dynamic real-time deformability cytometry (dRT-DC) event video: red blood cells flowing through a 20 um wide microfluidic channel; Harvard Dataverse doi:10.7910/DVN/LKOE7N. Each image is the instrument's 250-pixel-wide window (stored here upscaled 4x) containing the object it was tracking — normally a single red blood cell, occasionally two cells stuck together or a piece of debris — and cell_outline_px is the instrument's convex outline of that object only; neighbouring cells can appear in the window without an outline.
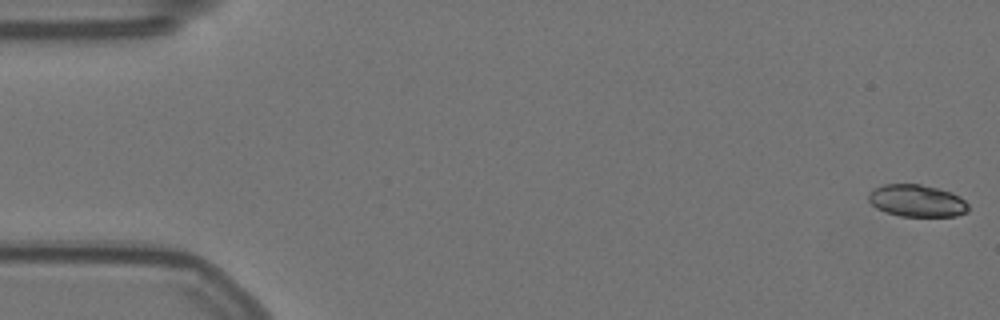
{"species": "Egyptian fruit bat (a non-hibernating species)", "species_latin": "Rousettus aegyptiacus", "temperature_condition": "warm", "stored_images_in_passage": 16, "camera_frame_rate_fps": 3000, "um_per_image_px": 0.085, "animal": {"sex": "female"}, "frame": {"image": 1, "passage_image": 1, "time_ms": 0.0, "image_size_px": [1000, 320], "cell_outline_px": [[968, 212], [956, 216], [900, 216], [884, 212], [876, 208], [868, 200], [868, 192], [872, 188], [884, 184], [920, 184], [952, 192], [960, 196], [968, 204]], "centroid_in_image_um": [77.91, 17.06], "position_along_channel_um": 7.1, "area_um2": 18.9}}
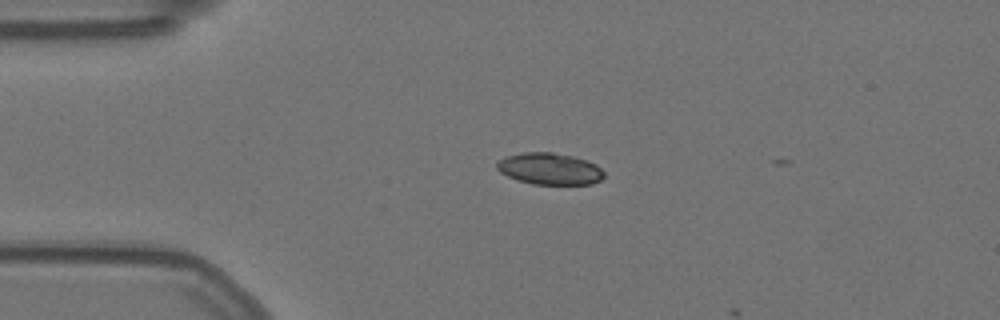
{"frame": {"image": 2, "passage_image": 13, "time_ms": 4.0, "image_size_px": [1000, 320], "cell_outline_px": [[604, 176], [600, 180], [592, 184], [532, 184], [516, 180], [500, 172], [496, 168], [496, 164], [500, 160], [508, 156], [524, 152], [552, 152], [572, 156], [588, 160], [596, 164], [604, 172]], "centroid_in_image_um": [46.73, 14.35], "position_along_channel_um": 38.3, "area_um2": 19.77}}